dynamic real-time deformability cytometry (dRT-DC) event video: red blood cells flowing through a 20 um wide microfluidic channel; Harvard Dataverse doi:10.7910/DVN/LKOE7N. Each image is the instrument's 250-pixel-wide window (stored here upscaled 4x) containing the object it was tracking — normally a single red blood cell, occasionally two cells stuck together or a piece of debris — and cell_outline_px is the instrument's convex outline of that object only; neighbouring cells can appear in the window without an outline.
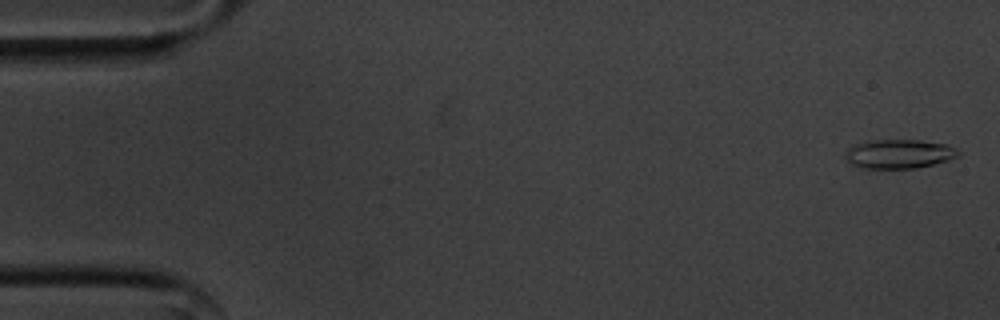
{"species": "common noctule bat (a hibernating species)", "species_latin": "Nyctalus noctula", "temperature_condition": "cold", "stored_images_in_passage": 50, "camera_frame_rate_fps": 3000, "um_per_image_px": 0.085, "animal": {"sex": "male", "body_mass_g": 20.1, "forearm_length_mm": 53.5}, "frame": {"image": 1, "passage_image": 2, "time_ms": 0.333, "image_size_px": [1000, 320], "cell_outline_px": [[960, 156], [948, 160], [916, 168], [864, 168], [852, 164], [844, 156], [844, 152], [848, 148], [856, 144], [876, 140], [920, 140], [948, 144], [956, 148], [960, 152]], "centroid_in_image_um": [76.45, 13.07], "position_along_channel_um": 8.5, "area_um2": 19.07}}
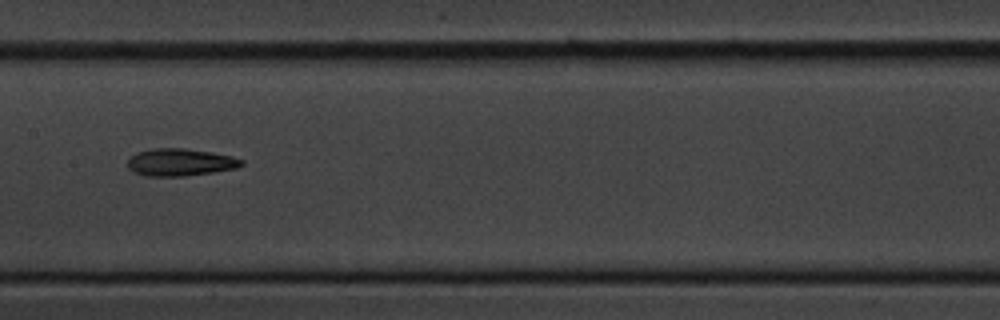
{"frame": {"image": 2, "passage_image": 28, "time_ms": 9.0, "image_size_px": [1000, 320], "cell_outline_px": [[244, 164], [236, 168], [212, 172], [184, 176], [144, 176], [128, 168], [128, 160], [136, 152], [152, 148], [184, 148], [212, 152], [232, 156], [244, 160]], "centroid_in_image_um": [15.33, 13.78], "position_along_channel_um": 192.1, "area_um2": 18.15}}
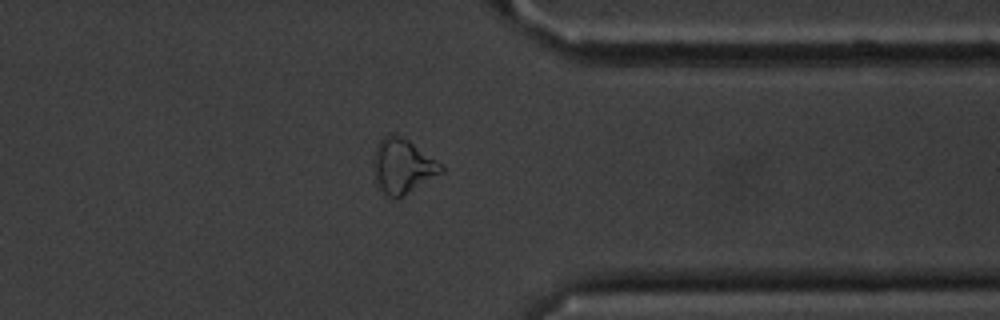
{"frame": {"image": 3, "passage_image": 44, "time_ms": 14.333, "image_size_px": [1000, 320], "cell_outline_px": [[444, 172], [396, 200], [388, 196], [376, 184], [372, 164], [376, 148], [380, 140], [388, 132], [400, 136], [408, 140], [436, 160], [444, 168]], "centroid_in_image_um": [34.2, 14.13], "position_along_channel_um": 377.2, "area_um2": 21.5}}